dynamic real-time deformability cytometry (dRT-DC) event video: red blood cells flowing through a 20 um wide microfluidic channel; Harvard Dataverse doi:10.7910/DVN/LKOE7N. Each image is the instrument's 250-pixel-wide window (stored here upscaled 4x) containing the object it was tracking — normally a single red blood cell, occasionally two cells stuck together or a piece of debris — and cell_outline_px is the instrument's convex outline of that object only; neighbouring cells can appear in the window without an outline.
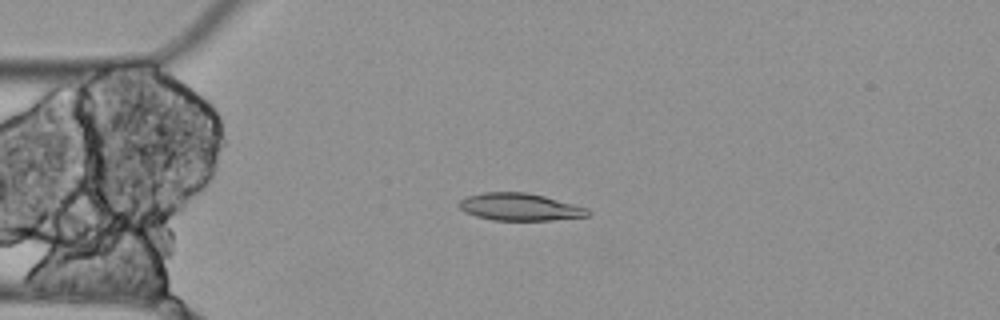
{"species": "Egyptian fruit bat (a non-hibernating species)", "species_latin": "Rousettus aegyptiacus", "temperature_condition": "cold", "stored_images_in_passage": 5, "camera_frame_rate_fps": 3000, "um_per_image_px": 0.085, "animal": {"sex": "female"}, "frame": {"image": 1, "passage_image": 4, "time_ms": 1.0, "image_size_px": [1000, 320], "cell_outline_px": [[588, 216], [548, 220], [492, 220], [476, 216], [464, 212], [456, 204], [460, 200], [468, 196], [484, 192], [524, 192], [544, 196], [588, 208]], "centroid_in_image_um": [44.13, 17.59], "position_along_channel_um": 40.9, "area_um2": 20.35}}